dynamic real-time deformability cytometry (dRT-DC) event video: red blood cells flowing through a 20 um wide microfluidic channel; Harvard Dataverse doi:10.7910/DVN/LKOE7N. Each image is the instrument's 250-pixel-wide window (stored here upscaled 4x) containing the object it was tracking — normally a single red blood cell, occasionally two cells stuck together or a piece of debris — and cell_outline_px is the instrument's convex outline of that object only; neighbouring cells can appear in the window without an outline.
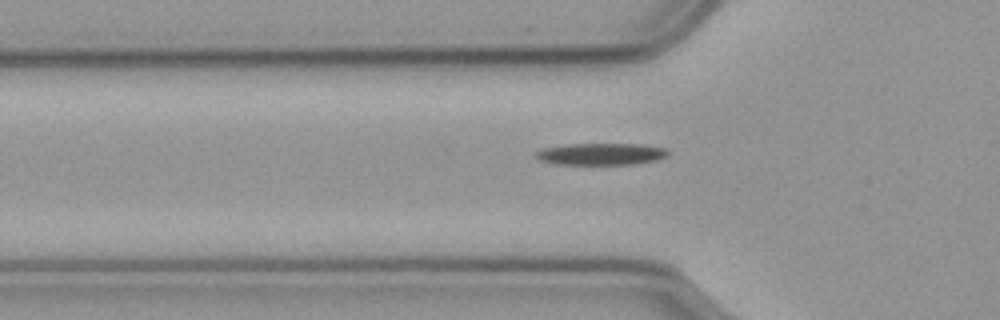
{"species": "common noctule bat (a hibernating species)", "species_latin": "Nyctalus noctula", "temperature_condition": "cold", "stored_images_in_passage": 38, "camera_frame_rate_fps": 3000, "um_per_image_px": 0.085, "animal": {"sex": "male", "body_mass_g": 23.1, "forearm_length_mm": 52.7}, "frame": {"image": 1, "passage_image": 4, "time_ms": 1.0, "image_size_px": [1000, 320], "cell_outline_px": [[668, 156], [656, 160], [632, 164], [556, 164], [540, 160], [536, 156], [536, 152], [544, 148], [568, 144], [640, 144], [668, 148]], "centroid_in_image_um": [51.13, 13.09], "position_along_channel_um": 74.7, "area_um2": 16.7}}
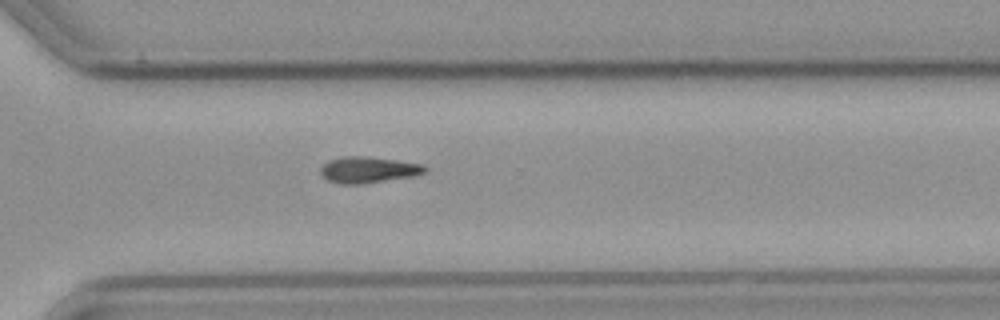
{"frame": {"image": 2, "passage_image": 26, "time_ms": 8.333, "image_size_px": [1000, 320], "cell_outline_px": [[428, 172], [416, 176], [360, 184], [340, 184], [328, 180], [320, 172], [320, 168], [328, 160], [344, 156], [360, 156], [396, 160], [424, 164], [428, 168]], "centroid_in_image_um": [31.35, 14.43], "position_along_channel_um": 339.2, "area_um2": 16.01}}
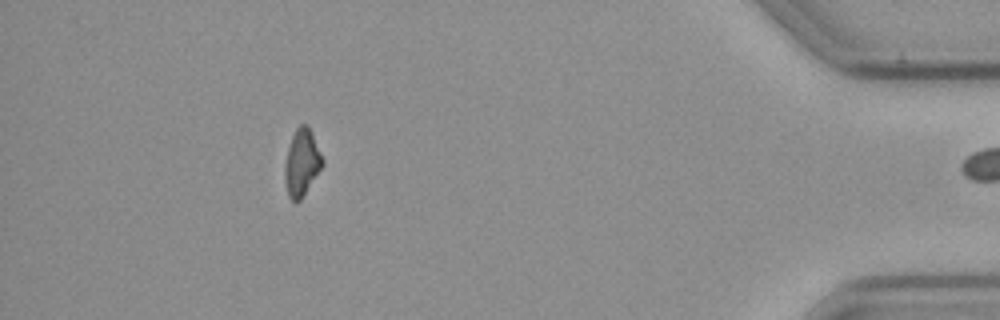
{"frame": {"image": 3, "passage_image": 37, "time_ms": 12.0, "image_size_px": [1000, 320], "cell_outline_px": [[324, 164], [300, 200], [292, 200], [288, 196], [284, 180], [284, 168], [288, 148], [292, 136], [296, 128], [300, 124], [308, 124], [324, 160]], "centroid_in_image_um": [25.65, 13.8], "position_along_channel_um": 409.6, "area_um2": 14.57}}